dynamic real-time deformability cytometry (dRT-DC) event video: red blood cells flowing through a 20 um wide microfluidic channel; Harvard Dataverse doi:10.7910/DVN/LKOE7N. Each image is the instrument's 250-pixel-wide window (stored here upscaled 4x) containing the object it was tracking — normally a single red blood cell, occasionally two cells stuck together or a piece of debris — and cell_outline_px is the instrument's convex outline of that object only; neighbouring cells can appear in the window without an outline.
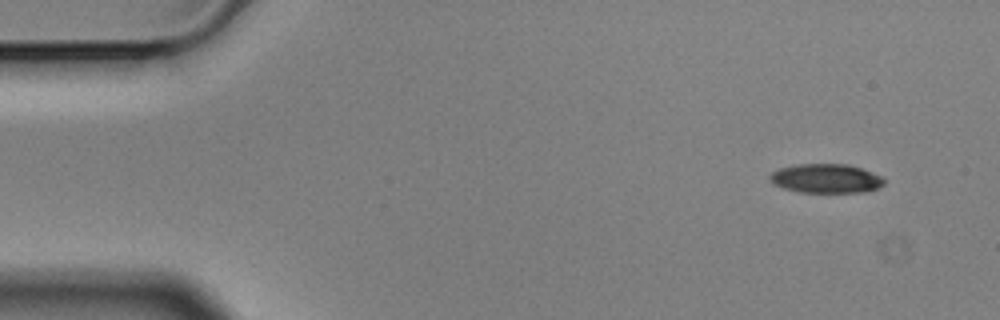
{"species": "Egyptian fruit bat (a non-hibernating species)", "species_latin": "Rousettus aegyptiacus", "temperature_condition": "cold", "stored_images_in_passage": 10, "camera_frame_rate_fps": 3000, "um_per_image_px": 0.085, "animal": {"sex": "male"}, "frame": {"image": 1, "passage_image": 1, "time_ms": 0.0, "image_size_px": [1000, 320], "cell_outline_px": [[884, 184], [876, 188], [864, 192], [800, 192], [784, 188], [772, 184], [768, 176], [772, 172], [780, 168], [796, 164], [848, 164], [872, 172], [880, 176], [884, 180]], "centroid_in_image_um": [70.17, 15.16], "position_along_channel_um": 14.8, "area_um2": 19.31}}
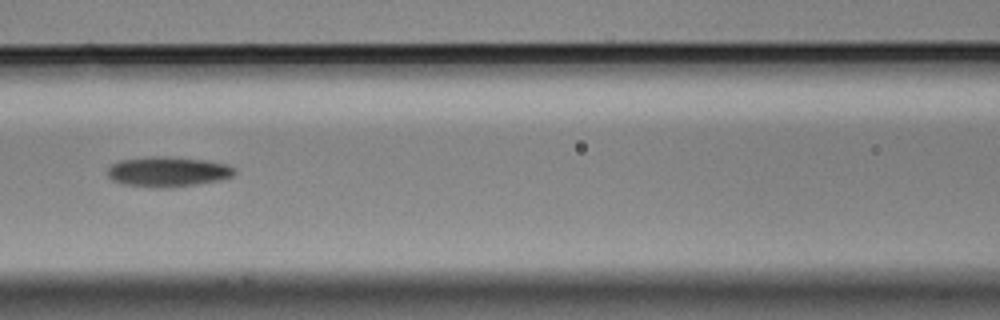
{"frame": {"image": 2, "passage_image": 6, "time_ms": 1.667, "image_size_px": [1000, 320], "cell_outline_px": [[236, 172], [232, 176], [220, 180], [196, 184], [168, 188], [152, 188], [120, 184], [112, 180], [108, 176], [108, 168], [112, 164], [120, 160], [152, 156], [164, 156], [204, 160], [228, 164], [236, 168]], "centroid_in_image_um": [14.25, 14.6], "position_along_channel_um": 152.3, "area_um2": 22.48}}
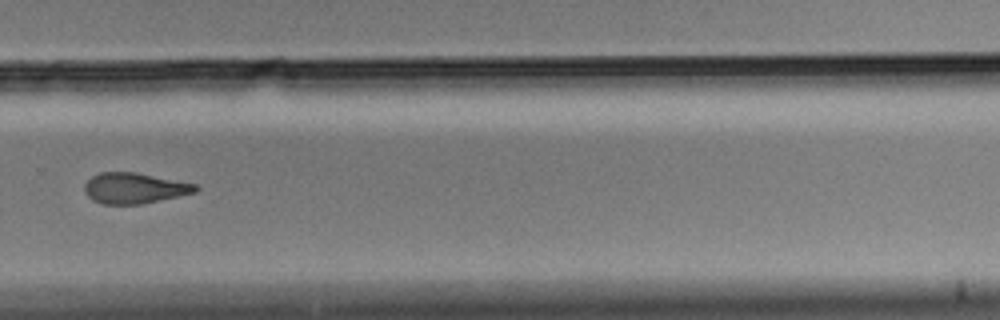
{"frame": {"image": 3, "passage_image": 10, "time_ms": 3.0, "image_size_px": [1000, 320], "cell_outline_px": [[200, 188], [196, 192], [140, 204], [100, 204], [92, 200], [88, 196], [84, 188], [84, 184], [92, 176], [100, 172], [136, 172], [196, 184]], "centroid_in_image_um": [11.4, 15.99], "position_along_channel_um": 318.4, "area_um2": 19.77}}